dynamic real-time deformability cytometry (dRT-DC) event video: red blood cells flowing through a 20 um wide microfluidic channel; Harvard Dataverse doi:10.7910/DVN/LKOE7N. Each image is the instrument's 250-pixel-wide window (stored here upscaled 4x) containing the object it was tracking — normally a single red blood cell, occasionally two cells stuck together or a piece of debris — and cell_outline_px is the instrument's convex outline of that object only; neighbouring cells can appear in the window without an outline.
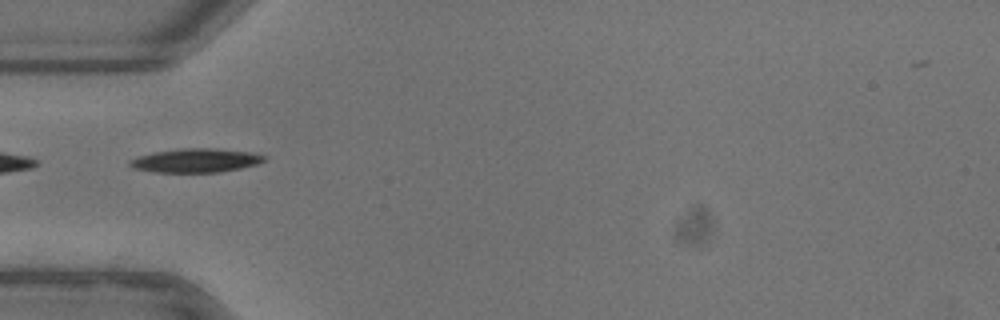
{"species": "common noctule bat (a hibernating species)", "species_latin": "Nyctalus noctula", "temperature_condition": "warm", "stored_images_in_passage": 37, "camera_frame_rate_fps": 3000, "um_per_image_px": 0.085, "animal": {"sex": "female"}, "frame": {"image": 1, "passage_image": 1, "time_ms": 0.0, "image_size_px": [1000, 320], "cell_outline_px": [[268, 156], [264, 160], [256, 164], [240, 168], [220, 172], [156, 172], [132, 168], [128, 164], [128, 160], [140, 156], [156, 152], [180, 148], [212, 148], [252, 152]], "centroid_in_image_um": [16.64, 13.64], "position_along_channel_um": 68.4, "area_um2": 18.61}, "authors_computed_cell_mechanics": {"area_um2": 17.9758, "velocity_mm_per_s": 3.9366, "shape_relaxation_time_tau1_ms": 2.9293, "shape_relaxation_time_tau2_ms": 3.8652, "deformation_change_tau1": 0.164, "deformation_change_tau2": 0.082}}